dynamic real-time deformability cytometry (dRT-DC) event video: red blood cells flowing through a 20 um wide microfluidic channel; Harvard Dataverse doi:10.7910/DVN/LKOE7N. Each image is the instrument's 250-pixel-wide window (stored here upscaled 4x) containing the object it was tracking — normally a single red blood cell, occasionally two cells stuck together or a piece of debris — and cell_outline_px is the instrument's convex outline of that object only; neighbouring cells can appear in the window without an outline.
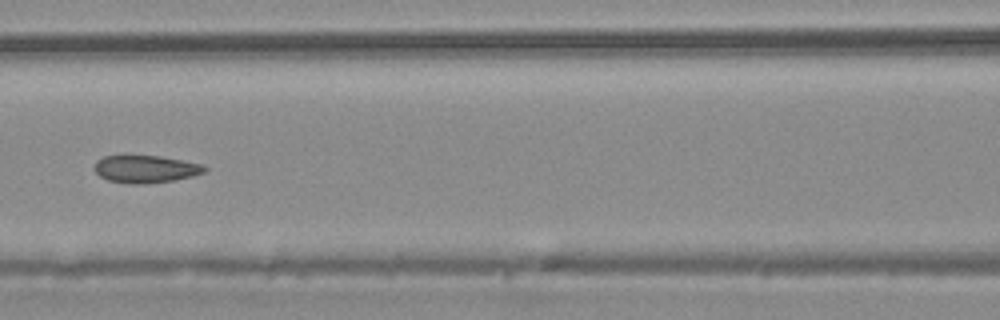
{"species": "common noctule bat (a hibernating species)", "species_latin": "Nyctalus noctula", "temperature_condition": "warm", "stored_images_in_passage": 43, "camera_frame_rate_fps": 3000, "um_per_image_px": 0.085, "animal": {"sex": "male", "body_mass_g": 20.4}, "frame": {"image": 1, "passage_image": 19, "time_ms": 6.0, "image_size_px": [1000, 320], "cell_outline_px": [[208, 168], [204, 172], [192, 176], [172, 180], [144, 184], [128, 184], [108, 180], [100, 176], [92, 168], [96, 160], [104, 156], [124, 152], [160, 156], [200, 164]], "centroid_in_image_um": [12.26, 14.32], "position_along_channel_um": 154.3, "area_um2": 18.32}}